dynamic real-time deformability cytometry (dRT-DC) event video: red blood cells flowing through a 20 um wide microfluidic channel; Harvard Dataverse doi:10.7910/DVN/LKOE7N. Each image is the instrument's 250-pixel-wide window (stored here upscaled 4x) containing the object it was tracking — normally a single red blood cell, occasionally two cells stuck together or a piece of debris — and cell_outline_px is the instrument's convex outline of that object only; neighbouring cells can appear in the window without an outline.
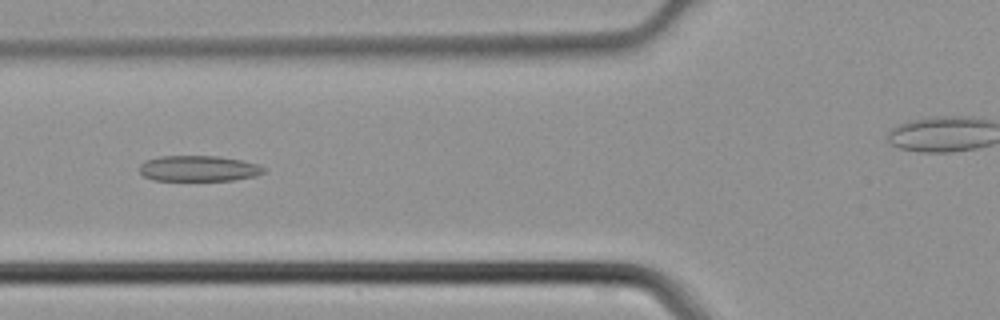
{"species": "common noctule bat (a hibernating species)", "species_latin": "Nyctalus noctula", "temperature_condition": "cold", "stored_images_in_passage": 39, "camera_frame_rate_fps": 3000, "um_per_image_px": 0.085, "animal": {"sex": "male", "body_mass_g": 21.5, "forearm_length_mm": 52.0}, "frame": {"image": 1, "passage_image": 17, "time_ms": 5.333, "image_size_px": [1000, 320], "cell_outline_px": [[264, 172], [256, 176], [232, 180], [152, 180], [144, 176], [140, 172], [140, 164], [144, 160], [160, 156], [220, 156], [240, 160], [256, 164], [264, 168]], "centroid_in_image_um": [16.84, 14.32], "position_along_channel_um": 109.0, "area_um2": 18.55}}
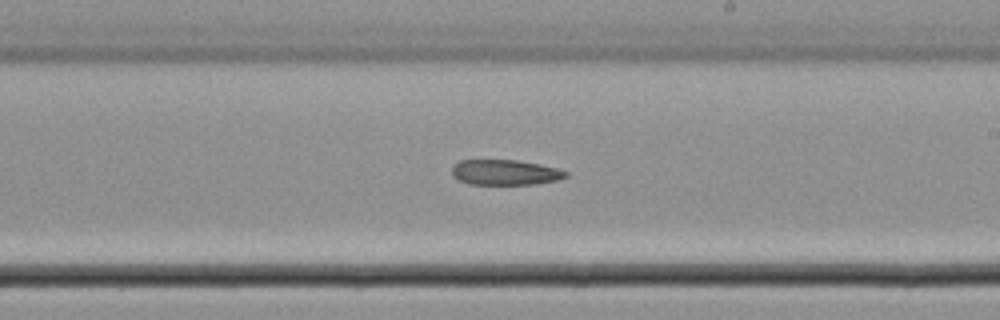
{"frame": {"image": 2, "passage_image": 26, "time_ms": 8.333, "image_size_px": [1000, 320], "cell_outline_px": [[568, 176], [560, 180], [536, 184], [468, 184], [452, 176], [452, 168], [460, 160], [516, 160], [540, 164], [556, 168], [568, 172]], "centroid_in_image_um": [42.96, 14.66], "position_along_channel_um": 246.0, "area_um2": 16.82}}
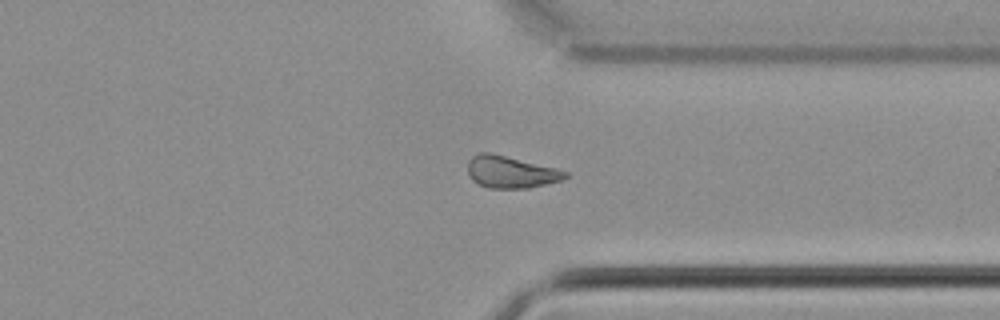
{"frame": {"image": 3, "passage_image": 34, "time_ms": 11.0, "image_size_px": [1000, 320], "cell_outline_px": [[568, 176], [560, 180], [528, 188], [488, 188], [472, 180], [468, 172], [468, 160], [472, 156], [480, 152], [488, 152], [556, 168], [568, 172]], "centroid_in_image_um": [43.38, 14.62], "position_along_channel_um": 368.0, "area_um2": 17.92}}